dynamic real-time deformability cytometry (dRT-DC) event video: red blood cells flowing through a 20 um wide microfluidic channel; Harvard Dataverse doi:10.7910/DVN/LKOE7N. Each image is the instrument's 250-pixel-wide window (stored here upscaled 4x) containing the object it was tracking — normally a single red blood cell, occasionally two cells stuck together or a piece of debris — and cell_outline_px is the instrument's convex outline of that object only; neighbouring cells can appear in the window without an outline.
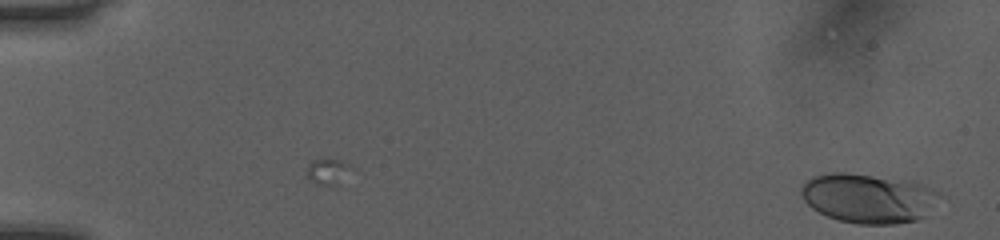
{"species": "human", "species_latin": "Homo sapiens", "temperature_condition": "room temperature", "stored_images_in_passage": 50, "camera_frame_rate_fps": 3000, "um_per_image_px": 0.085, "donor": {"sex": "female"}, "frame": {"image": 1, "passage_image": 1, "time_ms": 0.0, "image_size_px": [1000, 240], "cell_outline_px": [[948, 196], [924, 216], [916, 220], [896, 224], [856, 224], [840, 220], [828, 216], [812, 208], [804, 200], [800, 188], [812, 176], [832, 172], [844, 172], [912, 180], [924, 184]], "centroid_in_image_um": [73.93, 16.84], "position_along_channel_um": 11.1, "area_um2": 40.58}}
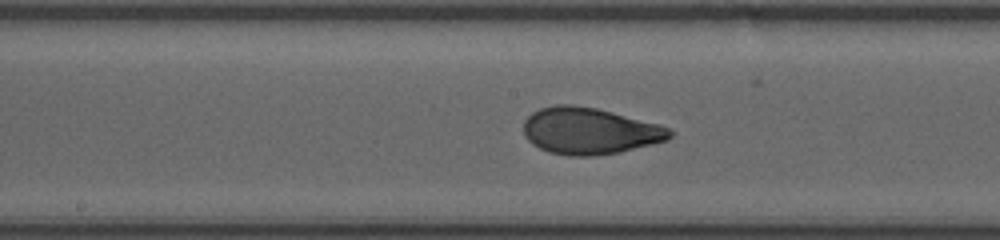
{"frame": {"image": 2, "passage_image": 27, "time_ms": 8.667, "image_size_px": [1000, 240], "cell_outline_px": [[672, 136], [668, 140], [620, 152], [592, 156], [568, 156], [548, 152], [532, 144], [524, 136], [524, 120], [532, 112], [540, 108], [556, 104], [572, 104], [596, 108], [660, 124], [668, 128], [672, 132]], "centroid_in_image_um": [50.1, 11.13], "position_along_channel_um": 198.1, "area_um2": 39.88}}
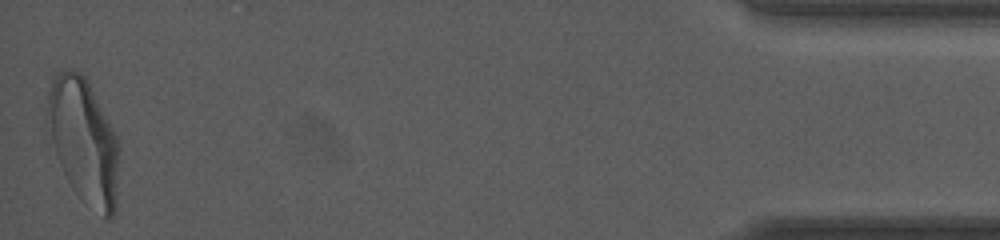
{"frame": {"image": 3, "passage_image": 50, "time_ms": 16.333, "image_size_px": [1000, 240], "cell_outline_px": [[120, 152], [116, 208], [112, 216], [108, 220], [72, 188], [60, 164], [44, 124], [44, 120], [48, 92], [52, 80], [60, 72], [68, 68], [80, 72], [88, 80], [116, 132], [120, 144]], "centroid_in_image_um": [7.12, 11.92], "position_along_channel_um": 428.1, "area_um2": 52.71}, "authors_computed_cell_mechanics": {"area_um2": 38.8416, "velocity_mm_per_s": 4.0753, "shape_relaxation_time_tau1_ms": 3.6672, "shape_relaxation_time_tau2_ms": 0.6285, "deformation_change_tau1": 0.1722, "deformation_change_tau2": 0.0519}}